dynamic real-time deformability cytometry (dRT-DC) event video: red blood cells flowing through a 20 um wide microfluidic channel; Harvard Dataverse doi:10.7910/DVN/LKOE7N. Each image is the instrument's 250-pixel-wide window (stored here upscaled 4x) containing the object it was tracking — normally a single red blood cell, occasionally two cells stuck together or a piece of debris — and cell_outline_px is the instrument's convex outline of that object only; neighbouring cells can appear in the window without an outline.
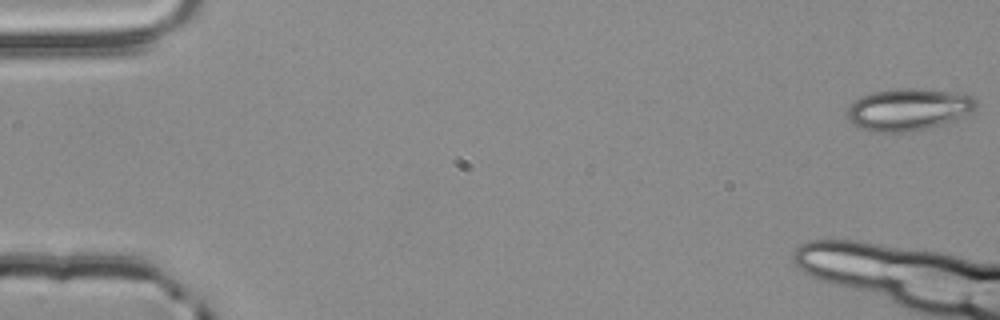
{"species": "common noctule bat (a hibernating species)", "species_latin": "Nyctalus noctula", "temperature_condition": "room temperature", "stored_images_in_passage": 13, "camera_frame_rate_fps": 3000, "um_per_image_px": 0.085, "animal": {"sex": "male", "body_mass_g": 20.4}, "frame": {"image": 1, "passage_image": 1, "time_ms": 0.0, "image_size_px": [1000, 320], "cell_outline_px": [[976, 108], [972, 112], [956, 120], [924, 128], [904, 132], [880, 132], [856, 128], [848, 120], [848, 108], [860, 96], [872, 92], [896, 88], [916, 88], [956, 92], [972, 96], [976, 100]], "centroid_in_image_um": [77.21, 9.29], "position_along_channel_um": 7.8, "area_um2": 31.62}}